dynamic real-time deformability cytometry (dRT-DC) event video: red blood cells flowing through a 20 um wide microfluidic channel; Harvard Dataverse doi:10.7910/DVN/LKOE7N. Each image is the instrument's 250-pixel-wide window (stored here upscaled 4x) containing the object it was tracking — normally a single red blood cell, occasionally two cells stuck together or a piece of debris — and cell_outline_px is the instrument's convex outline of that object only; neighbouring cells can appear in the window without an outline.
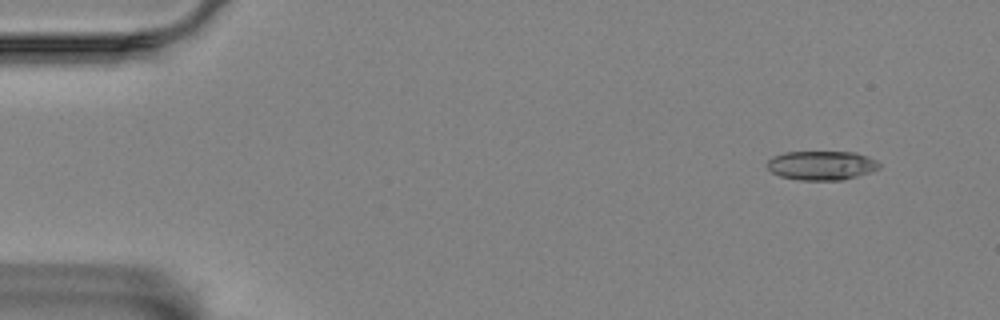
{"species": "Egyptian fruit bat (a non-hibernating species)", "species_latin": "Rousettus aegyptiacus", "temperature_condition": "room temperature", "stored_images_in_passage": 58, "camera_frame_rate_fps": 3000, "um_per_image_px": 0.085, "animal": {"sex": "female"}, "frame": {"image": 1, "passage_image": 4, "time_ms": 1.0, "image_size_px": [1000, 320], "cell_outline_px": [[880, 168], [872, 172], [844, 180], [800, 180], [780, 176], [772, 172], [768, 168], [768, 160], [772, 156], [784, 152], [856, 152], [868, 156], [876, 160], [880, 164]], "centroid_in_image_um": [69.86, 14.06], "position_along_channel_um": 15.1, "area_um2": 19.19}}
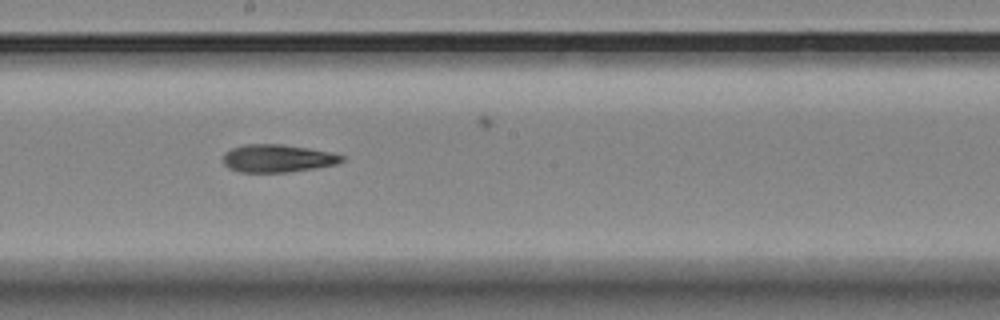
{"frame": {"image": 2, "passage_image": 31, "time_ms": 10.0, "image_size_px": [1000, 320], "cell_outline_px": [[344, 160], [336, 164], [312, 168], [284, 172], [240, 172], [228, 168], [224, 164], [224, 152], [232, 148], [244, 144], [284, 144], [332, 152], [344, 156]], "centroid_in_image_um": [23.57, 13.45], "position_along_channel_um": 224.6, "area_um2": 19.13}}
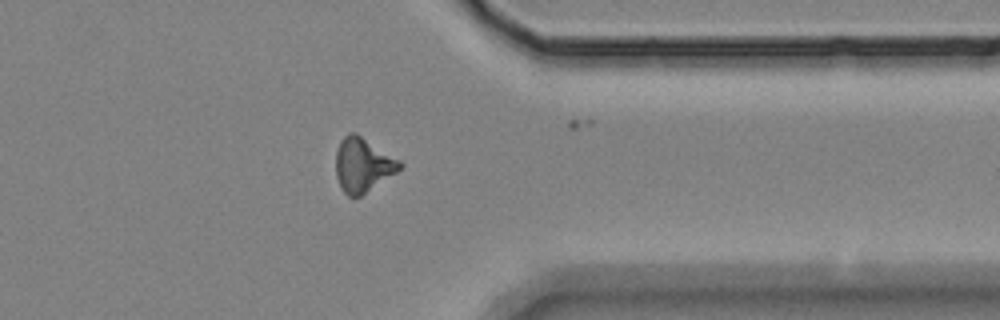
{"frame": {"image": 3, "passage_image": 45, "time_ms": 14.667, "image_size_px": [1000, 320], "cell_outline_px": [[404, 164], [396, 172], [360, 196], [348, 196], [344, 192], [336, 176], [336, 152], [340, 140], [348, 132], [356, 132], [400, 160]], "centroid_in_image_um": [30.83, 13.98], "position_along_channel_um": 380.6, "area_um2": 20.0}, "authors_computed_cell_mechanics": {"area_um2": 19.2474, "velocity_mm_per_s": 3.481, "shape_relaxation_time_tau1_ms": 5.8321, "shape_relaxation_time_tau2_ms": null, "deformation_change_tau1": 0.1548, "deformation_change_tau2": null}}